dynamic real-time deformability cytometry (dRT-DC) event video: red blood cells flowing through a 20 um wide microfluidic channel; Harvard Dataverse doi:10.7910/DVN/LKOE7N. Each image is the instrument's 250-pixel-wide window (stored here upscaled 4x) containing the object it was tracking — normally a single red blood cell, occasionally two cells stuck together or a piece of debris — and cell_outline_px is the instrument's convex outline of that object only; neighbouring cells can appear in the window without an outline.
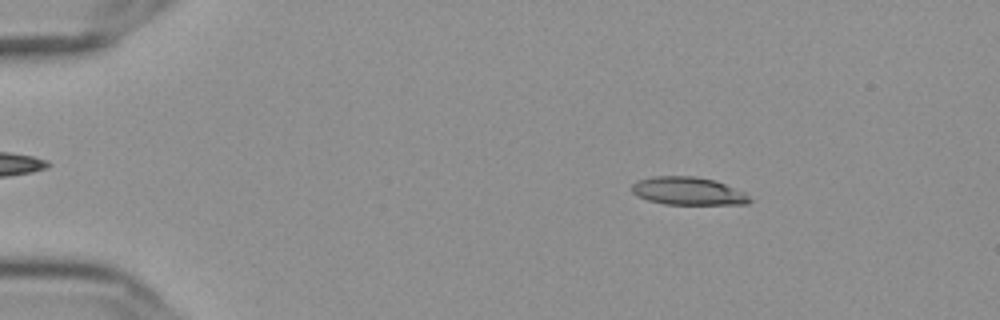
{"species": "Egyptian fruit bat (a non-hibernating species)", "species_latin": "Rousettus aegyptiacus", "temperature_condition": "cold", "stored_images_in_passage": 56, "camera_frame_rate_fps": 3000, "um_per_image_px": 0.085, "frame": {"image": 1, "passage_image": 9, "time_ms": 2.667, "image_size_px": [1000, 320], "cell_outline_px": [[752, 200], [748, 204], [664, 204], [648, 200], [632, 192], [632, 184], [640, 180], [652, 176], [692, 176], [712, 180], [724, 184], [744, 192]], "centroid_in_image_um": [58.48, 16.24], "position_along_channel_um": 26.5, "area_um2": 18.84}}
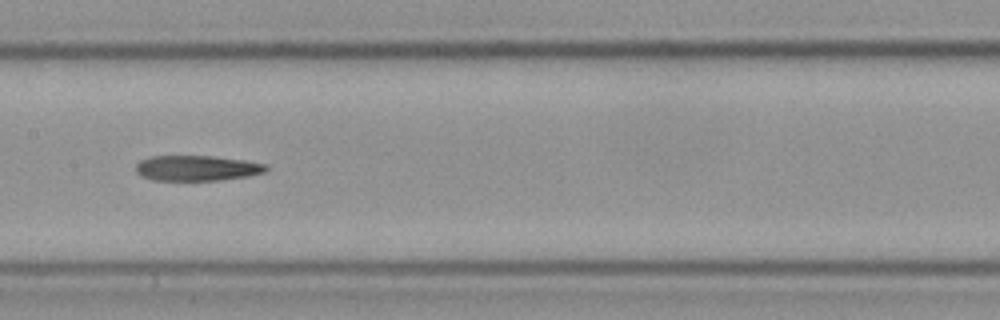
{"frame": {"image": 2, "passage_image": 29, "time_ms": 9.333, "image_size_px": [1000, 320], "cell_outline_px": [[268, 168], [264, 172], [248, 176], [220, 180], [152, 180], [136, 172], [136, 164], [140, 160], [148, 156], [212, 156], [244, 160], [264, 164]], "centroid_in_image_um": [16.71, 14.28], "position_along_channel_um": 190.7, "area_um2": 19.13}}
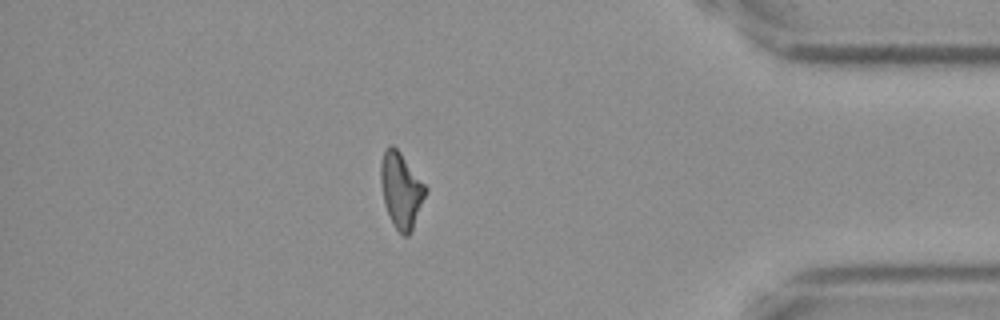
{"frame": {"image": 3, "passage_image": 49, "time_ms": 16.0, "image_size_px": [1000, 320], "cell_outline_px": [[428, 188], [412, 228], [408, 236], [404, 236], [396, 228], [384, 204], [380, 180], [380, 164], [384, 148], [388, 144], [392, 144], [400, 152]], "centroid_in_image_um": [34.07, 16.1], "position_along_channel_um": 401.1, "area_um2": 19.42}}